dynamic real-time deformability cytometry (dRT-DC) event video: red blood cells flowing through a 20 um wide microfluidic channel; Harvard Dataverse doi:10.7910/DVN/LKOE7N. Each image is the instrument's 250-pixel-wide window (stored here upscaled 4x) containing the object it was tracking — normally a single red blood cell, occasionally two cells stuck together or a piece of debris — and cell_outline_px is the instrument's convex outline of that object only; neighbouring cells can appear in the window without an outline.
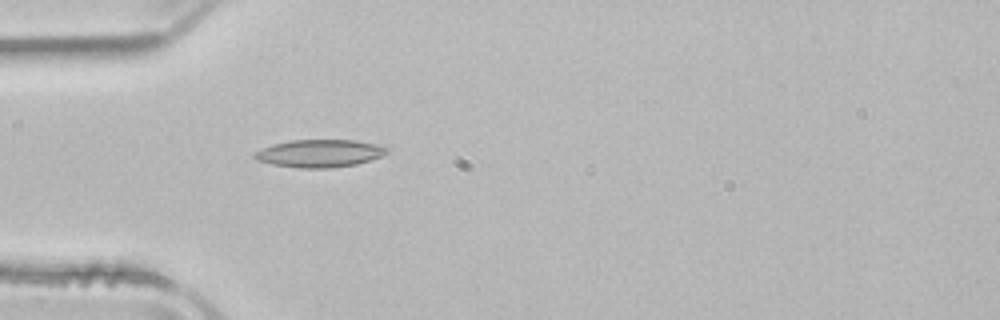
{"species": "common noctule bat (a hibernating species)", "species_latin": "Nyctalus noctula", "temperature_condition": "room temperature", "stored_images_in_passage": 44, "camera_frame_rate_fps": 3000, "um_per_image_px": 0.085, "animal": {"sex": "male", "body_mass_g": 21.5, "forearm_length_mm": 52.0}, "frame": {"image": 1, "passage_image": 8, "time_ms": 2.333, "image_size_px": [1000, 320], "cell_outline_px": [[388, 152], [380, 156], [356, 164], [328, 168], [300, 168], [272, 164], [256, 160], [252, 156], [256, 152], [272, 144], [288, 140], [356, 140], [376, 144], [388, 148]], "centroid_in_image_um": [27.14, 13.03], "position_along_channel_um": 57.9, "area_um2": 21.15}}
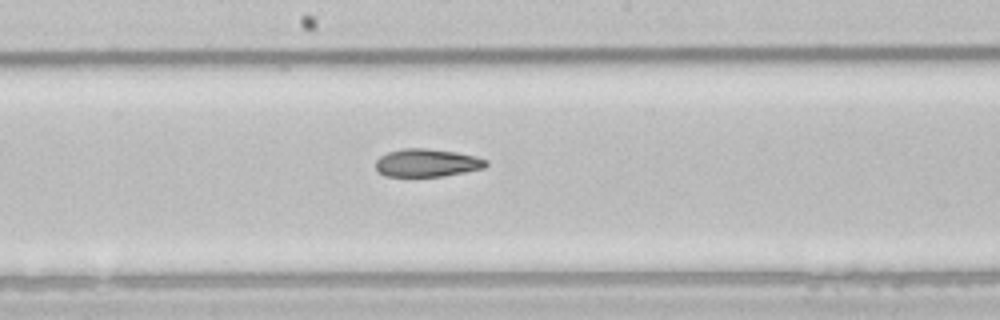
{"frame": {"image": 2, "passage_image": 20, "time_ms": 6.333, "image_size_px": [1000, 320], "cell_outline_px": [[488, 164], [484, 168], [464, 172], [440, 176], [384, 176], [376, 168], [376, 160], [380, 156], [388, 152], [404, 148], [424, 148], [456, 152], [476, 156], [488, 160]], "centroid_in_image_um": [36.3, 13.83], "position_along_channel_um": 211.9, "area_um2": 17.86}}
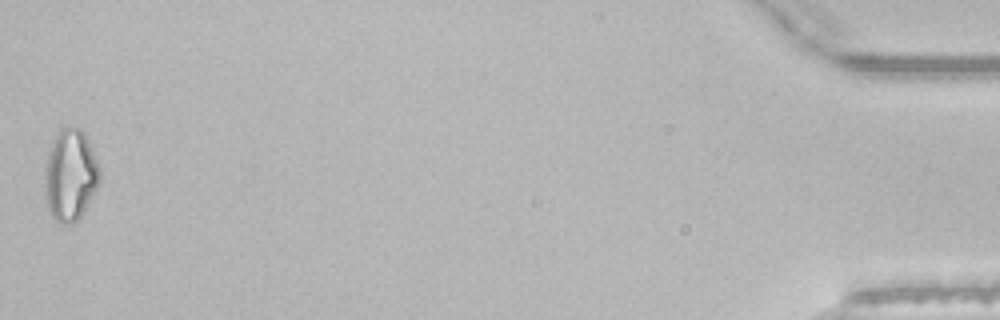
{"frame": {"image": 3, "passage_image": 44, "time_ms": 14.333, "image_size_px": [1000, 320], "cell_outline_px": [[100, 180], [84, 212], [76, 220], [64, 224], [56, 220], [52, 216], [48, 208], [44, 184], [44, 168], [48, 152], [52, 140], [64, 128], [80, 128], [84, 132], [100, 168]], "centroid_in_image_um": [5.96, 14.89], "position_along_channel_um": 429.2, "area_um2": 28.96}, "authors_computed_cell_mechanics": {"area_um2": 19.5653, "velocity_mm_per_s": 3.9404, "shape_relaxation_time_tau1_ms": 11.2937, "shape_relaxation_time_tau2_ms": 6.7486, "deformation_change_tau1": 0.2461, "deformation_change_tau2": 0.1589}}